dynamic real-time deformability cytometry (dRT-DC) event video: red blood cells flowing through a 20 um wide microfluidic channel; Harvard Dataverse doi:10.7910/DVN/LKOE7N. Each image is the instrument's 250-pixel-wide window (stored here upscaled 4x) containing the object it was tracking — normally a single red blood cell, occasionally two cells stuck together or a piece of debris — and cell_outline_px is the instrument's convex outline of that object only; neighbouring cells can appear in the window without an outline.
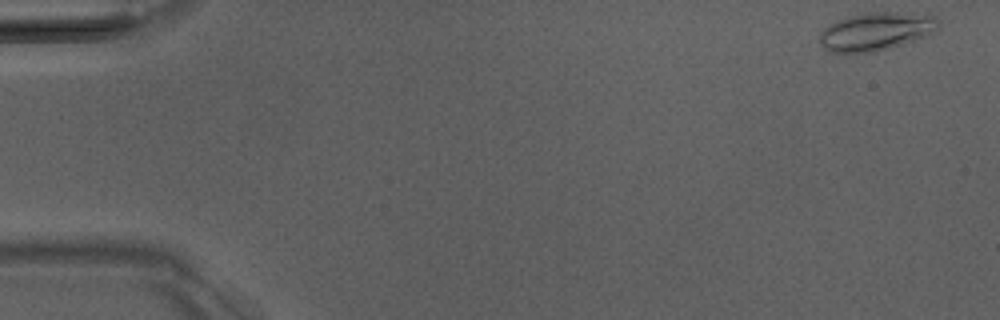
{"species": "Egyptian fruit bat (a non-hibernating species)", "species_latin": "Rousettus aegyptiacus", "temperature_condition": "room temperature", "stored_images_in_passage": 51, "segment_of_instrument_passage": [1, 2], "camera_frame_rate_fps": 3000, "um_per_image_px": 0.085, "animal": {"sex": "male"}, "frame": {"image": 1, "passage_image": 1, "time_ms": 0.0, "image_size_px": [1000, 320], "cell_outline_px": [[940, 24], [928, 36], [888, 48], [872, 52], [828, 52], [820, 44], [820, 32], [824, 28], [848, 16], [864, 12], [928, 12], [936, 16], [940, 20]], "centroid_in_image_um": [74.53, 2.64], "position_along_channel_um": 10.5, "area_um2": 26.65}}
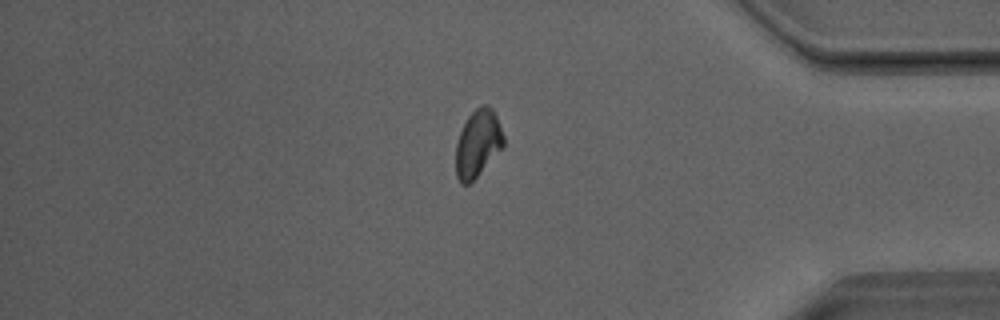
{"frame": {"image": 2, "passage_image": 42, "time_ms": 13.667, "image_size_px": [1000, 320], "cell_outline_px": [[504, 144], [480, 172], [468, 184], [460, 184], [456, 176], [456, 144], [460, 132], [468, 116], [476, 108], [484, 104], [492, 108], [496, 116], [504, 136]], "centroid_in_image_um": [40.59, 12.18], "position_along_channel_um": 394.6, "area_um2": 18.26}}
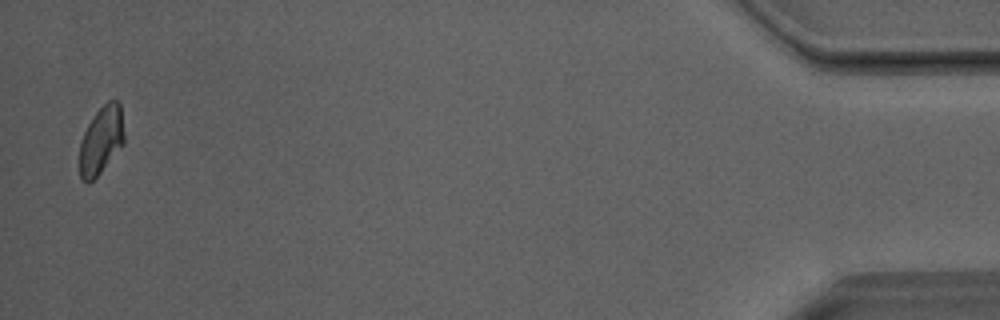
{"frame": {"image": 3, "passage_image": 49, "time_ms": 16.0, "image_size_px": [1000, 320], "cell_outline_px": [[124, 144], [100, 172], [88, 184], [80, 180], [80, 140], [88, 124], [96, 112], [108, 100], [116, 100], [120, 104], [124, 136]], "centroid_in_image_um": [8.59, 11.93], "position_along_channel_um": 426.6, "area_um2": 17.51}}